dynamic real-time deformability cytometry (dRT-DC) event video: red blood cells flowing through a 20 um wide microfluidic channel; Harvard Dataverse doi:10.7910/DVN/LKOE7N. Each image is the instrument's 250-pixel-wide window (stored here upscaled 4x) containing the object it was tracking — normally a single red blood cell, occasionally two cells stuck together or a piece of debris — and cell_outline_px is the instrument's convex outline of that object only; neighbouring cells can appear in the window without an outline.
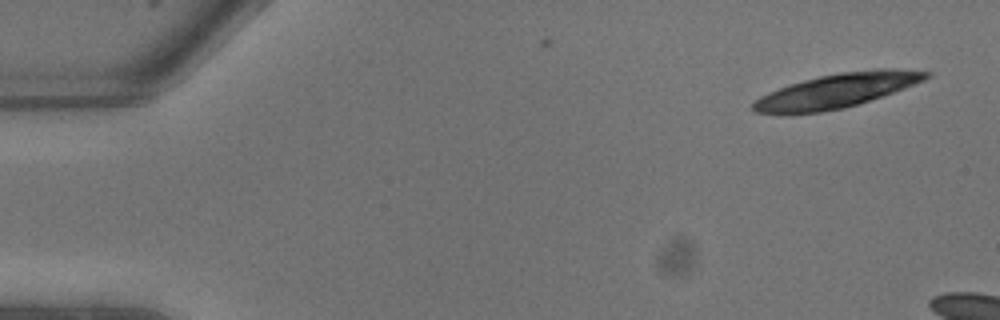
{"species": "common noctule bat (a hibernating species)", "species_latin": "Nyctalus noctula", "temperature_condition": "warm", "stored_images_in_passage": 4, "camera_frame_rate_fps": 3000, "um_per_image_px": 0.085, "animal": {"sex": "male", "body_mass_g": 13.3}, "frame": {"image": 1, "passage_image": 1, "time_ms": 0.0, "image_size_px": [1000, 320], "cell_outline_px": [[932, 76], [924, 80], [904, 88], [844, 108], [820, 112], [756, 112], [752, 108], [752, 104], [760, 96], [768, 92], [788, 84], [820, 76], [840, 72], [876, 68], [892, 68], [932, 72]], "centroid_in_image_um": [71.17, 7.67], "position_along_channel_um": 13.8, "area_um2": 33.76}}